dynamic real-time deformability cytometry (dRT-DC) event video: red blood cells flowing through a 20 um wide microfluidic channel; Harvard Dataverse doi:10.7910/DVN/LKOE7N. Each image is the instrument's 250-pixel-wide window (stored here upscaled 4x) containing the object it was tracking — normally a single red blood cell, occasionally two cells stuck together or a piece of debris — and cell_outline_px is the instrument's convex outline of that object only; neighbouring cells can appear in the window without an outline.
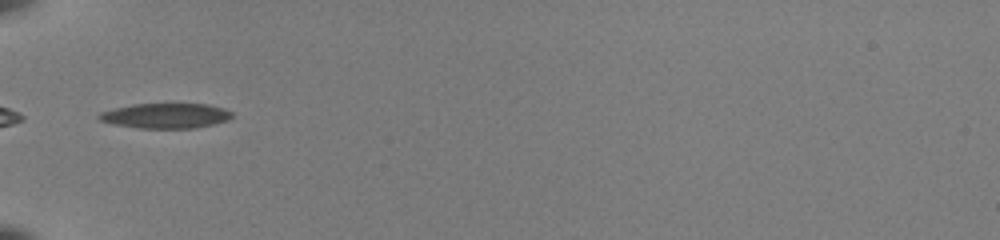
{"species": "common noctule bat (a hibernating species)", "species_latin": "Nyctalus noctula", "temperature_condition": "room temperature", "stored_images_in_passage": 31, "camera_frame_rate_fps": 3000, "um_per_image_px": 0.085, "animal": {"sex": "female", "body_mass_g": 22.0, "forearm_length_mm": 56.7}, "frame": {"image": 1, "passage_image": 1, "time_ms": 0.0, "image_size_px": [1000, 240], "cell_outline_px": [[232, 116], [228, 120], [196, 128], [140, 128], [112, 124], [100, 120], [96, 116], [100, 112], [132, 104], [208, 104], [224, 108], [232, 112]], "centroid_in_image_um": [14.08, 9.84], "position_along_channel_um": 70.9, "area_um2": 19.36}}
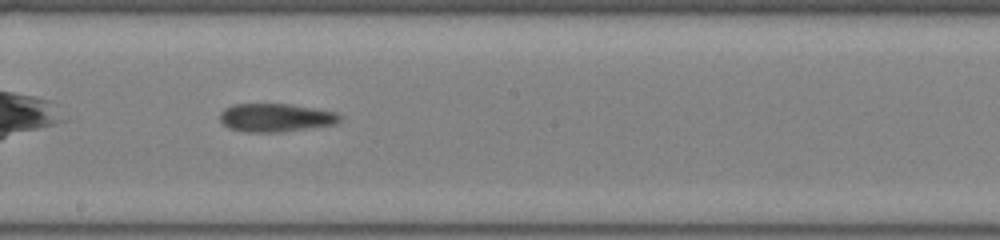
{"frame": {"image": 2, "passage_image": 13, "time_ms": 4.0, "image_size_px": [1000, 240], "cell_outline_px": [[344, 120], [336, 124], [280, 132], [244, 132], [228, 128], [220, 120], [220, 112], [224, 108], [232, 104], [288, 104], [316, 108], [336, 112], [344, 116]], "centroid_in_image_um": [23.47, 10.0], "position_along_channel_um": 224.7, "area_um2": 20.06}}
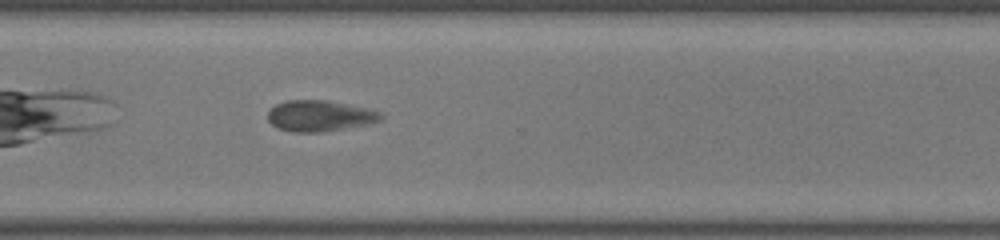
{"frame": {"image": 3, "passage_image": 22, "time_ms": 7.0, "image_size_px": [1000, 240], "cell_outline_px": [[384, 116], [380, 120], [368, 124], [320, 132], [292, 132], [276, 128], [268, 120], [268, 112], [276, 104], [288, 100], [328, 100], [368, 108], [384, 112]], "centroid_in_image_um": [27.2, 9.84], "position_along_channel_um": 343.4, "area_um2": 20.52}, "authors_computed_cell_mechanics": {"area_um2": 20.4612, "velocity_mm_per_s": 3.9448, "shape_relaxation_time_tau1_ms": null, "shape_relaxation_time_tau2_ms": 2.3681, "deformation_change_tau1": null, "deformation_change_tau2": 0.0868}}